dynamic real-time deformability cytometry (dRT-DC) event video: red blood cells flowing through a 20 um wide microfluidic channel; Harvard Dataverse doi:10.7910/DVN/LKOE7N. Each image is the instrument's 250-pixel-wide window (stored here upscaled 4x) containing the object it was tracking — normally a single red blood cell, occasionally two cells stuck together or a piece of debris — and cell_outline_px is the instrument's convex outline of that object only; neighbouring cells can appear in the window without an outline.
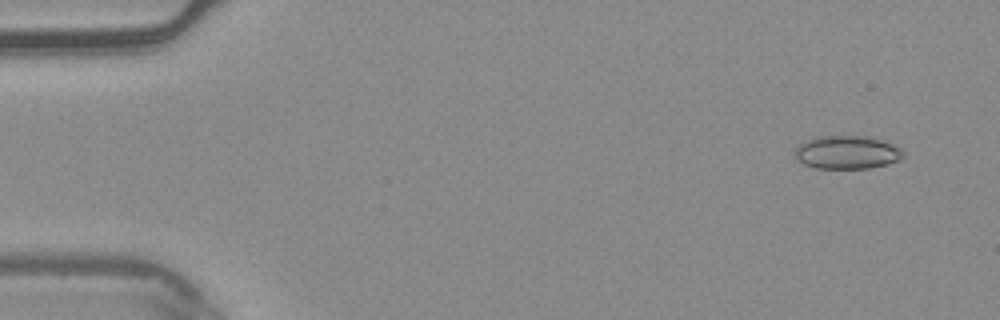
{"species": "common noctule bat (a hibernating species)", "species_latin": "Nyctalus noctula", "temperature_condition": "warm", "stored_images_in_passage": 4, "camera_frame_rate_fps": 3000, "um_per_image_px": 0.085, "animal": {"sex": "male", "body_mass_g": 20.4}, "frame": {"image": 1, "passage_image": 1, "time_ms": 0.0, "image_size_px": [1000, 320], "cell_outline_px": [[904, 156], [900, 160], [888, 164], [868, 168], [816, 168], [804, 164], [796, 160], [792, 156], [796, 148], [804, 140], [816, 136], [868, 136], [892, 144], [900, 148], [904, 152]], "centroid_in_image_um": [71.96, 12.95], "position_along_channel_um": 13.0, "area_um2": 21.21}}